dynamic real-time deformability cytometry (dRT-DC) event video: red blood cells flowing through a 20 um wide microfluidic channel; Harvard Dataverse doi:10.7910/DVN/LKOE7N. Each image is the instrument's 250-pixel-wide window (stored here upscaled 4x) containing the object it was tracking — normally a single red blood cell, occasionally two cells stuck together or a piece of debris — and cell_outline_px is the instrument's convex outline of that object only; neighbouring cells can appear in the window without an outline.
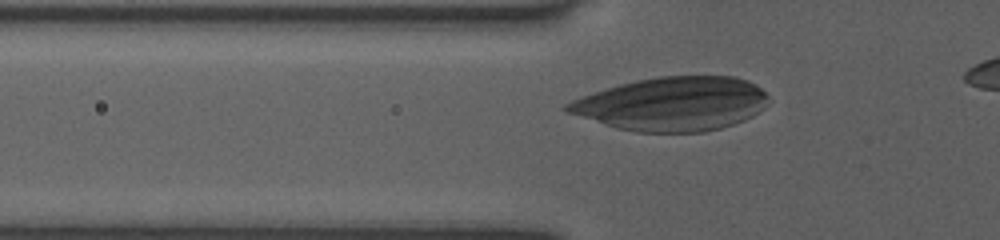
{"species": "human", "species_latin": "Homo sapiens", "temperature_condition": "room temperature", "stored_images_in_passage": 34, "camera_frame_rate_fps": 3000, "um_per_image_px": 0.085, "donor": {"sex": "female"}, "frame": {"image": 1, "passage_image": 8, "time_ms": 2.333, "image_size_px": [1000, 240], "cell_outline_px": [[768, 96], [760, 108], [752, 116], [744, 120], [720, 128], [704, 132], [636, 132], [616, 128], [568, 112], [560, 108], [564, 104], [572, 100], [620, 84], [636, 80], [660, 76], [736, 76], [748, 80], [756, 84]], "centroid_in_image_um": [57.13, 8.83], "position_along_channel_um": 68.7, "area_um2": 62.42}}
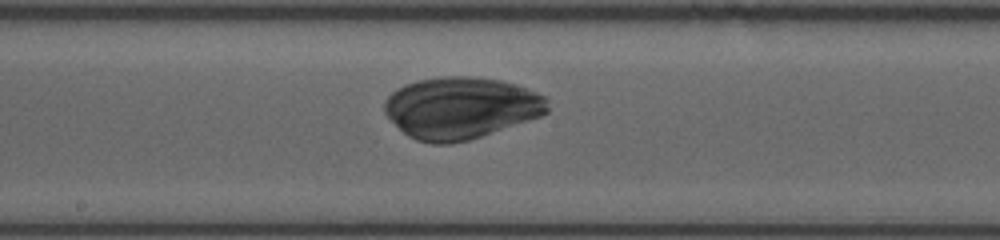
{"frame": {"image": 2, "passage_image": 19, "time_ms": 6.0, "image_size_px": [1000, 240], "cell_outline_px": [[548, 112], [540, 116], [468, 140], [452, 144], [432, 144], [416, 140], [408, 136], [384, 112], [384, 100], [396, 88], [404, 84], [416, 80], [440, 76], [472, 76], [500, 80], [516, 84], [536, 92], [544, 96], [548, 100]], "centroid_in_image_um": [39.15, 9.15], "position_along_channel_um": 209.0, "area_um2": 58.72}}
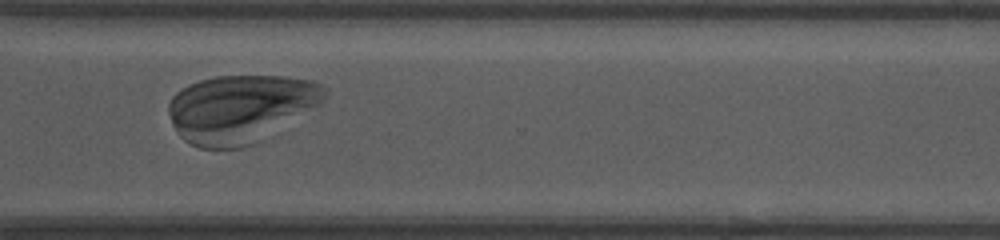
{"frame": {"image": 3, "passage_image": 30, "time_ms": 9.667, "image_size_px": [1000, 240], "cell_outline_px": [[328, 92], [316, 104], [256, 144], [240, 148], [200, 148], [184, 140], [180, 136], [172, 124], [168, 112], [168, 104], [172, 96], [180, 88], [188, 84], [200, 80], [216, 76], [288, 76], [312, 80], [328, 88]], "centroid_in_image_um": [20.38, 9.22], "position_along_channel_um": 350.2, "area_um2": 61.38}}